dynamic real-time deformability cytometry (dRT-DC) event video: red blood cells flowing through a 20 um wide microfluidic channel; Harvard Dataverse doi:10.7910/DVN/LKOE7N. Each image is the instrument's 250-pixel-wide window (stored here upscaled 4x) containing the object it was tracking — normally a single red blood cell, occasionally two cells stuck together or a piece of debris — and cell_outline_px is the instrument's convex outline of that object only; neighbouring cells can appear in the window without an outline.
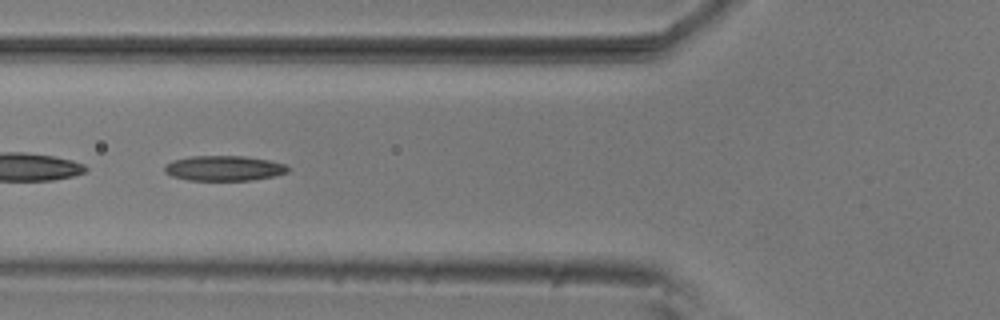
{"species": "common noctule bat (a hibernating species)", "species_latin": "Nyctalus noctula", "temperature_condition": "room temperature", "stored_images_in_passage": 53, "segment_of_instrument_passage": [2, 2], "camera_frame_rate_fps": 3000, "um_per_image_px": 0.085, "animal": {"sex": "male", "body_mass_g": 20.5, "forearm_length_mm": 52.5}, "frame": {"image": 1, "passage_image": 20, "time_ms": 6.333, "image_size_px": [1000, 320], "cell_outline_px": [[288, 172], [276, 176], [252, 180], [188, 180], [172, 176], [164, 172], [164, 164], [172, 160], [192, 156], [244, 156], [268, 160], [284, 164], [288, 168]], "centroid_in_image_um": [19.01, 14.3], "position_along_channel_um": 106.8, "area_um2": 18.09}}
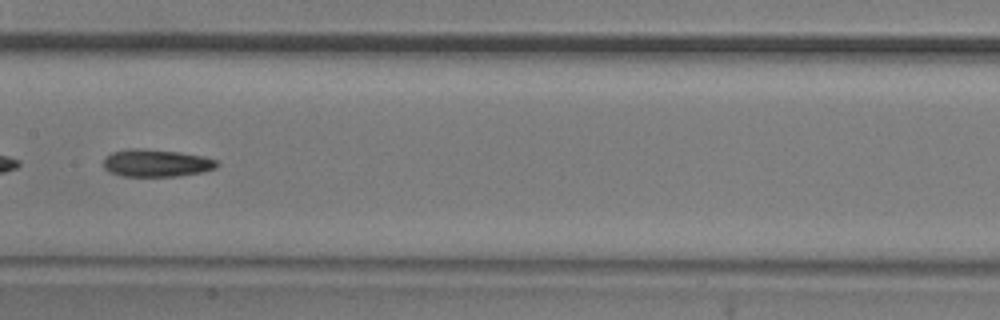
{"frame": {"image": 2, "passage_image": 27, "time_ms": 8.667, "image_size_px": [1000, 320], "cell_outline_px": [[220, 164], [216, 168], [204, 172], [176, 176], [120, 176], [108, 172], [104, 168], [104, 156], [112, 152], [128, 148], [136, 148], [180, 152], [204, 156], [216, 160]], "centroid_in_image_um": [13.28, 13.86], "position_along_channel_um": 194.1, "area_um2": 18.38}}
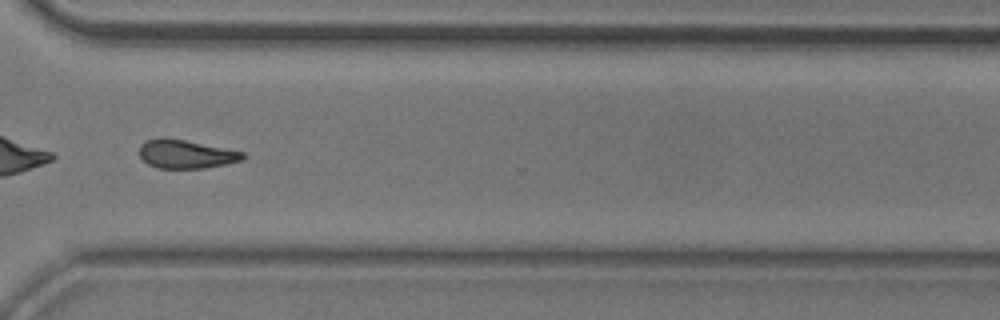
{"frame": {"image": 3, "passage_image": 40, "time_ms": 13.0, "image_size_px": [1000, 320], "cell_outline_px": [[244, 160], [228, 164], [204, 168], [156, 168], [148, 164], [140, 156], [140, 144], [144, 140], [160, 136], [164, 136], [244, 152]], "centroid_in_image_um": [15.77, 13.09], "position_along_channel_um": 354.8, "area_um2": 17.4}}